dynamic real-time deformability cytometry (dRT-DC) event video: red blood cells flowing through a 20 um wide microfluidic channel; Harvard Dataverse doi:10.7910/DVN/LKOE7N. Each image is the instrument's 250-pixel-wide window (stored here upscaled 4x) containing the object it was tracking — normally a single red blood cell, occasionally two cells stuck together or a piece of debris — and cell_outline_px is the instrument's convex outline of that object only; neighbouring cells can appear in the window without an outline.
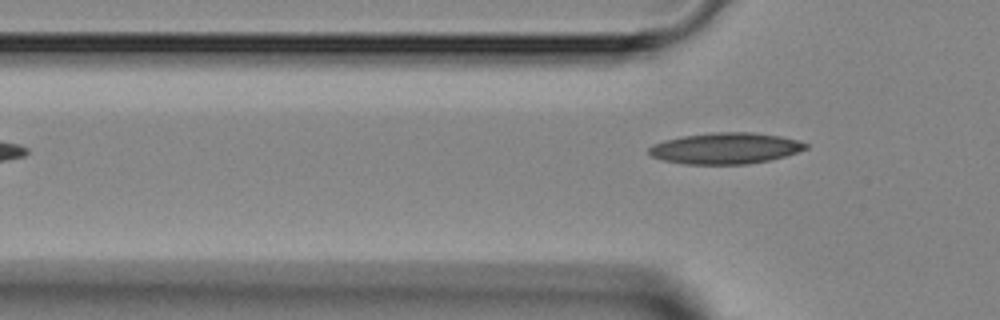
{"species": "Egyptian fruit bat (a non-hibernating species)", "species_latin": "Rousettus aegyptiacus", "temperature_condition": "room temperature", "stored_images_in_passage": 8, "segment_of_instrument_passage": [2, 2], "camera_frame_rate_fps": 3000, "um_per_image_px": 0.085, "animal": {"sex": "female"}, "frame": {"image": 1, "passage_image": 8, "time_ms": 8.0, "image_size_px": [1000, 320], "cell_outline_px": [[808, 148], [784, 156], [768, 160], [748, 164], [684, 164], [664, 160], [652, 156], [648, 152], [648, 148], [652, 144], [664, 140], [684, 136], [712, 132], [752, 132], [780, 136], [796, 140], [808, 144]], "centroid_in_image_um": [61.64, 12.6], "position_along_channel_um": 64.2, "area_um2": 28.32}}